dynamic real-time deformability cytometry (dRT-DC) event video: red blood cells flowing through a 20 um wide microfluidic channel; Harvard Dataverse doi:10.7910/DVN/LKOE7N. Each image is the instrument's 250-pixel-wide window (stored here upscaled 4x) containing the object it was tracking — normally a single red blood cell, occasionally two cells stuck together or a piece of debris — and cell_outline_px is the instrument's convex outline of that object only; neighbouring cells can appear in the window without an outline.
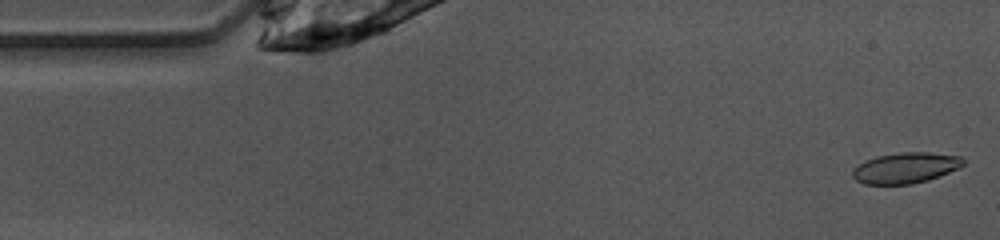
{"species": "common noctule bat (a hibernating species)", "species_latin": "Nyctalus noctula", "temperature_condition": "warm", "stored_images_in_passage": 48, "camera_frame_rate_fps": 3000, "um_per_image_px": 0.085, "animal": {"sex": "female", "body_mass_g": 10.0, "forearm_length_mm": 53.1}, "frame": {"image": 1, "passage_image": 1, "time_ms": 0.0, "image_size_px": [1000, 240], "cell_outline_px": [[964, 164], [960, 168], [940, 176], [928, 180], [912, 184], [864, 184], [856, 180], [852, 176], [852, 168], [876, 156], [900, 152], [924, 152], [960, 156], [964, 160]], "centroid_in_image_um": [76.98, 14.27], "position_along_channel_um": 8.0, "area_um2": 19.83}}
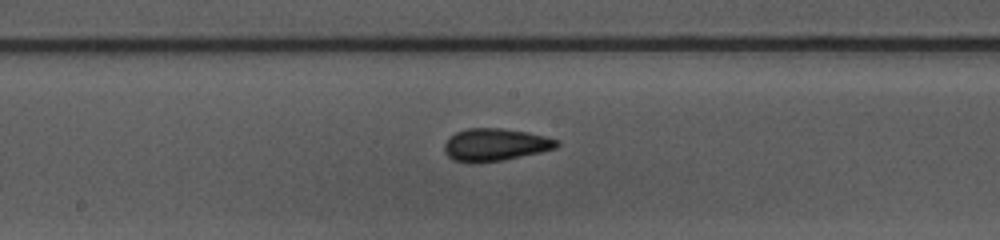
{"frame": {"image": 2, "passage_image": 23, "time_ms": 7.333, "image_size_px": [1000, 240], "cell_outline_px": [[560, 144], [556, 148], [540, 152], [504, 160], [472, 164], [452, 160], [444, 152], [444, 144], [448, 136], [456, 132], [468, 128], [500, 128], [528, 132], [560, 140]], "centroid_in_image_um": [42.06, 12.31], "position_along_channel_um": 206.1, "area_um2": 21.62}}
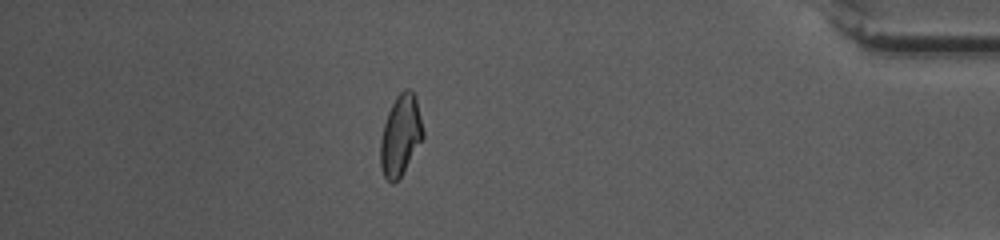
{"frame": {"image": 3, "passage_image": 41, "time_ms": 13.333, "image_size_px": [1000, 240], "cell_outline_px": [[424, 136], [400, 176], [392, 184], [384, 176], [380, 164], [380, 140], [384, 124], [388, 112], [396, 96], [404, 88], [408, 88], [416, 96], [424, 132]], "centroid_in_image_um": [34.04, 11.46], "position_along_channel_um": 401.2, "area_um2": 19.77}, "authors_computed_cell_mechanics": {"area_um2": 20.23, "velocity_mm_per_s": 4.0331, "shape_relaxation_time_tau1_ms": 4.9694, "shape_relaxation_time_tau2_ms": 1.2705, "deformation_change_tau1": 0.1395, "deformation_change_tau2": 0.071}}